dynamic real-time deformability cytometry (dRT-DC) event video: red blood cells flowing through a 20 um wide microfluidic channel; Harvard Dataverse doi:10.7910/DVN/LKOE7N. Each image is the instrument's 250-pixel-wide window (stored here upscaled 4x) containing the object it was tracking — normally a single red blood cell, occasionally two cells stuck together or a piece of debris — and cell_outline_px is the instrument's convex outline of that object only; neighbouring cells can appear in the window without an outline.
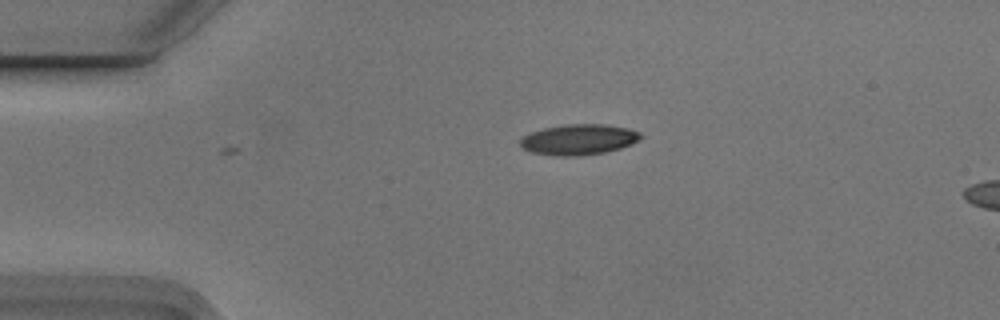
{"species": "Egyptian fruit bat (a non-hibernating species)", "species_latin": "Rousettus aegyptiacus", "temperature_condition": "cold", "stored_images_in_passage": 2, "camera_frame_rate_fps": 3000, "um_per_image_px": 0.085, "animal": {"sex": "male"}, "frame": {"image": 1, "passage_image": 1, "time_ms": 0.0, "image_size_px": [1000, 320], "cell_outline_px": [[644, 136], [632, 144], [620, 148], [604, 152], [580, 156], [556, 156], [532, 152], [524, 148], [520, 144], [520, 140], [524, 136], [532, 132], [544, 128], [568, 124], [604, 124], [628, 128], [640, 132]], "centroid_in_image_um": [49.23, 11.86], "position_along_channel_um": 35.8, "area_um2": 21.39}}